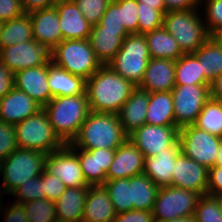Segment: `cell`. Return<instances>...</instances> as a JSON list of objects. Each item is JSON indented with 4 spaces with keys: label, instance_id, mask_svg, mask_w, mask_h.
I'll return each mask as SVG.
<instances>
[{
    "label": "cell",
    "instance_id": "cell-1",
    "mask_svg": "<svg viewBox=\"0 0 222 222\" xmlns=\"http://www.w3.org/2000/svg\"><path fill=\"white\" fill-rule=\"evenodd\" d=\"M134 88L109 65H102L86 80L89 109L91 112L118 114Z\"/></svg>",
    "mask_w": 222,
    "mask_h": 222
},
{
    "label": "cell",
    "instance_id": "cell-2",
    "mask_svg": "<svg viewBox=\"0 0 222 222\" xmlns=\"http://www.w3.org/2000/svg\"><path fill=\"white\" fill-rule=\"evenodd\" d=\"M127 139L118 114L90 111L77 136L68 145L83 150L117 149Z\"/></svg>",
    "mask_w": 222,
    "mask_h": 222
},
{
    "label": "cell",
    "instance_id": "cell-3",
    "mask_svg": "<svg viewBox=\"0 0 222 222\" xmlns=\"http://www.w3.org/2000/svg\"><path fill=\"white\" fill-rule=\"evenodd\" d=\"M43 110L58 137L65 144L71 143L90 112L87 93L53 97Z\"/></svg>",
    "mask_w": 222,
    "mask_h": 222
},
{
    "label": "cell",
    "instance_id": "cell-4",
    "mask_svg": "<svg viewBox=\"0 0 222 222\" xmlns=\"http://www.w3.org/2000/svg\"><path fill=\"white\" fill-rule=\"evenodd\" d=\"M163 27L178 42L184 54L195 52L211 37L200 9L166 12Z\"/></svg>",
    "mask_w": 222,
    "mask_h": 222
},
{
    "label": "cell",
    "instance_id": "cell-5",
    "mask_svg": "<svg viewBox=\"0 0 222 222\" xmlns=\"http://www.w3.org/2000/svg\"><path fill=\"white\" fill-rule=\"evenodd\" d=\"M47 154L27 148L15 149L0 161V177L5 195L11 194L25 181L40 176L45 170Z\"/></svg>",
    "mask_w": 222,
    "mask_h": 222
},
{
    "label": "cell",
    "instance_id": "cell-6",
    "mask_svg": "<svg viewBox=\"0 0 222 222\" xmlns=\"http://www.w3.org/2000/svg\"><path fill=\"white\" fill-rule=\"evenodd\" d=\"M150 58L145 35L129 34L123 39L116 56L107 65L137 87L142 82Z\"/></svg>",
    "mask_w": 222,
    "mask_h": 222
},
{
    "label": "cell",
    "instance_id": "cell-7",
    "mask_svg": "<svg viewBox=\"0 0 222 222\" xmlns=\"http://www.w3.org/2000/svg\"><path fill=\"white\" fill-rule=\"evenodd\" d=\"M50 58L56 65L85 80L102 66L88 39L63 40L50 51Z\"/></svg>",
    "mask_w": 222,
    "mask_h": 222
},
{
    "label": "cell",
    "instance_id": "cell-8",
    "mask_svg": "<svg viewBox=\"0 0 222 222\" xmlns=\"http://www.w3.org/2000/svg\"><path fill=\"white\" fill-rule=\"evenodd\" d=\"M18 147L49 154L65 143L54 132L46 112L42 109L15 124Z\"/></svg>",
    "mask_w": 222,
    "mask_h": 222
},
{
    "label": "cell",
    "instance_id": "cell-9",
    "mask_svg": "<svg viewBox=\"0 0 222 222\" xmlns=\"http://www.w3.org/2000/svg\"><path fill=\"white\" fill-rule=\"evenodd\" d=\"M199 198V194L183 188L160 187L152 210L154 222L194 215Z\"/></svg>",
    "mask_w": 222,
    "mask_h": 222
},
{
    "label": "cell",
    "instance_id": "cell-10",
    "mask_svg": "<svg viewBox=\"0 0 222 222\" xmlns=\"http://www.w3.org/2000/svg\"><path fill=\"white\" fill-rule=\"evenodd\" d=\"M221 140L222 138L194 125L184 126L179 130L181 152L208 170L216 165Z\"/></svg>",
    "mask_w": 222,
    "mask_h": 222
},
{
    "label": "cell",
    "instance_id": "cell-11",
    "mask_svg": "<svg viewBox=\"0 0 222 222\" xmlns=\"http://www.w3.org/2000/svg\"><path fill=\"white\" fill-rule=\"evenodd\" d=\"M210 84L175 86L171 93L176 126L193 125L203 106L210 99Z\"/></svg>",
    "mask_w": 222,
    "mask_h": 222
},
{
    "label": "cell",
    "instance_id": "cell-12",
    "mask_svg": "<svg viewBox=\"0 0 222 222\" xmlns=\"http://www.w3.org/2000/svg\"><path fill=\"white\" fill-rule=\"evenodd\" d=\"M177 126L144 124L128 135V139L143 153L144 157L156 156L160 150L179 144Z\"/></svg>",
    "mask_w": 222,
    "mask_h": 222
},
{
    "label": "cell",
    "instance_id": "cell-13",
    "mask_svg": "<svg viewBox=\"0 0 222 222\" xmlns=\"http://www.w3.org/2000/svg\"><path fill=\"white\" fill-rule=\"evenodd\" d=\"M45 170L59 177L66 188L89 186L84 179L78 154L68 144L47 154Z\"/></svg>",
    "mask_w": 222,
    "mask_h": 222
},
{
    "label": "cell",
    "instance_id": "cell-14",
    "mask_svg": "<svg viewBox=\"0 0 222 222\" xmlns=\"http://www.w3.org/2000/svg\"><path fill=\"white\" fill-rule=\"evenodd\" d=\"M50 51L34 39L0 49V60L14 74L20 70L46 64Z\"/></svg>",
    "mask_w": 222,
    "mask_h": 222
},
{
    "label": "cell",
    "instance_id": "cell-15",
    "mask_svg": "<svg viewBox=\"0 0 222 222\" xmlns=\"http://www.w3.org/2000/svg\"><path fill=\"white\" fill-rule=\"evenodd\" d=\"M171 186L206 195L208 169L181 152L175 161Z\"/></svg>",
    "mask_w": 222,
    "mask_h": 222
},
{
    "label": "cell",
    "instance_id": "cell-16",
    "mask_svg": "<svg viewBox=\"0 0 222 222\" xmlns=\"http://www.w3.org/2000/svg\"><path fill=\"white\" fill-rule=\"evenodd\" d=\"M77 154L84 179L89 186L103 185L116 149L83 150L71 147Z\"/></svg>",
    "mask_w": 222,
    "mask_h": 222
},
{
    "label": "cell",
    "instance_id": "cell-17",
    "mask_svg": "<svg viewBox=\"0 0 222 222\" xmlns=\"http://www.w3.org/2000/svg\"><path fill=\"white\" fill-rule=\"evenodd\" d=\"M48 62L44 65L20 70L14 74V84L42 107L52 99L48 85Z\"/></svg>",
    "mask_w": 222,
    "mask_h": 222
},
{
    "label": "cell",
    "instance_id": "cell-18",
    "mask_svg": "<svg viewBox=\"0 0 222 222\" xmlns=\"http://www.w3.org/2000/svg\"><path fill=\"white\" fill-rule=\"evenodd\" d=\"M28 14L32 23L33 39L52 51L62 41L56 7L35 10Z\"/></svg>",
    "mask_w": 222,
    "mask_h": 222
},
{
    "label": "cell",
    "instance_id": "cell-19",
    "mask_svg": "<svg viewBox=\"0 0 222 222\" xmlns=\"http://www.w3.org/2000/svg\"><path fill=\"white\" fill-rule=\"evenodd\" d=\"M144 155L127 139L115 150V156L106 174V180L131 178L143 174Z\"/></svg>",
    "mask_w": 222,
    "mask_h": 222
},
{
    "label": "cell",
    "instance_id": "cell-20",
    "mask_svg": "<svg viewBox=\"0 0 222 222\" xmlns=\"http://www.w3.org/2000/svg\"><path fill=\"white\" fill-rule=\"evenodd\" d=\"M54 6L59 16L62 41L88 39L92 24L86 20L73 0L58 1Z\"/></svg>",
    "mask_w": 222,
    "mask_h": 222
},
{
    "label": "cell",
    "instance_id": "cell-21",
    "mask_svg": "<svg viewBox=\"0 0 222 222\" xmlns=\"http://www.w3.org/2000/svg\"><path fill=\"white\" fill-rule=\"evenodd\" d=\"M42 109L28 94L14 87L0 99V120L15 125Z\"/></svg>",
    "mask_w": 222,
    "mask_h": 222
},
{
    "label": "cell",
    "instance_id": "cell-22",
    "mask_svg": "<svg viewBox=\"0 0 222 222\" xmlns=\"http://www.w3.org/2000/svg\"><path fill=\"white\" fill-rule=\"evenodd\" d=\"M138 87L149 93L172 91L175 87V61L150 58L142 82Z\"/></svg>",
    "mask_w": 222,
    "mask_h": 222
},
{
    "label": "cell",
    "instance_id": "cell-23",
    "mask_svg": "<svg viewBox=\"0 0 222 222\" xmlns=\"http://www.w3.org/2000/svg\"><path fill=\"white\" fill-rule=\"evenodd\" d=\"M180 153V145H171L166 150H160L156 156L144 157L143 174L151 178L159 188L171 186L175 161Z\"/></svg>",
    "mask_w": 222,
    "mask_h": 222
},
{
    "label": "cell",
    "instance_id": "cell-24",
    "mask_svg": "<svg viewBox=\"0 0 222 222\" xmlns=\"http://www.w3.org/2000/svg\"><path fill=\"white\" fill-rule=\"evenodd\" d=\"M149 100L150 93L137 86L121 107L118 117L127 135L146 123Z\"/></svg>",
    "mask_w": 222,
    "mask_h": 222
},
{
    "label": "cell",
    "instance_id": "cell-25",
    "mask_svg": "<svg viewBox=\"0 0 222 222\" xmlns=\"http://www.w3.org/2000/svg\"><path fill=\"white\" fill-rule=\"evenodd\" d=\"M127 35V31L103 30V26L98 23L92 25L88 41L97 59L102 65H107L116 56Z\"/></svg>",
    "mask_w": 222,
    "mask_h": 222
},
{
    "label": "cell",
    "instance_id": "cell-26",
    "mask_svg": "<svg viewBox=\"0 0 222 222\" xmlns=\"http://www.w3.org/2000/svg\"><path fill=\"white\" fill-rule=\"evenodd\" d=\"M116 214L106 189L89 186L81 222H114Z\"/></svg>",
    "mask_w": 222,
    "mask_h": 222
},
{
    "label": "cell",
    "instance_id": "cell-27",
    "mask_svg": "<svg viewBox=\"0 0 222 222\" xmlns=\"http://www.w3.org/2000/svg\"><path fill=\"white\" fill-rule=\"evenodd\" d=\"M48 85L53 97L81 95L86 92V80L73 75L56 65L51 59L48 61Z\"/></svg>",
    "mask_w": 222,
    "mask_h": 222
},
{
    "label": "cell",
    "instance_id": "cell-28",
    "mask_svg": "<svg viewBox=\"0 0 222 222\" xmlns=\"http://www.w3.org/2000/svg\"><path fill=\"white\" fill-rule=\"evenodd\" d=\"M89 186L66 188L55 201L57 220L81 222Z\"/></svg>",
    "mask_w": 222,
    "mask_h": 222
},
{
    "label": "cell",
    "instance_id": "cell-29",
    "mask_svg": "<svg viewBox=\"0 0 222 222\" xmlns=\"http://www.w3.org/2000/svg\"><path fill=\"white\" fill-rule=\"evenodd\" d=\"M146 124L176 126L174 102L171 91L150 93V100L146 113Z\"/></svg>",
    "mask_w": 222,
    "mask_h": 222
},
{
    "label": "cell",
    "instance_id": "cell-30",
    "mask_svg": "<svg viewBox=\"0 0 222 222\" xmlns=\"http://www.w3.org/2000/svg\"><path fill=\"white\" fill-rule=\"evenodd\" d=\"M145 35L151 58L178 60L184 53L178 42L162 26Z\"/></svg>",
    "mask_w": 222,
    "mask_h": 222
},
{
    "label": "cell",
    "instance_id": "cell-31",
    "mask_svg": "<svg viewBox=\"0 0 222 222\" xmlns=\"http://www.w3.org/2000/svg\"><path fill=\"white\" fill-rule=\"evenodd\" d=\"M193 54L201 61L202 71L209 83L222 74V44L214 36Z\"/></svg>",
    "mask_w": 222,
    "mask_h": 222
},
{
    "label": "cell",
    "instance_id": "cell-32",
    "mask_svg": "<svg viewBox=\"0 0 222 222\" xmlns=\"http://www.w3.org/2000/svg\"><path fill=\"white\" fill-rule=\"evenodd\" d=\"M33 40L32 23L29 14L2 22L0 49Z\"/></svg>",
    "mask_w": 222,
    "mask_h": 222
},
{
    "label": "cell",
    "instance_id": "cell-33",
    "mask_svg": "<svg viewBox=\"0 0 222 222\" xmlns=\"http://www.w3.org/2000/svg\"><path fill=\"white\" fill-rule=\"evenodd\" d=\"M133 210L152 211L159 187L145 174L130 178Z\"/></svg>",
    "mask_w": 222,
    "mask_h": 222
},
{
    "label": "cell",
    "instance_id": "cell-34",
    "mask_svg": "<svg viewBox=\"0 0 222 222\" xmlns=\"http://www.w3.org/2000/svg\"><path fill=\"white\" fill-rule=\"evenodd\" d=\"M210 84L202 71L201 61L193 53L183 54L175 61V86Z\"/></svg>",
    "mask_w": 222,
    "mask_h": 222
},
{
    "label": "cell",
    "instance_id": "cell-35",
    "mask_svg": "<svg viewBox=\"0 0 222 222\" xmlns=\"http://www.w3.org/2000/svg\"><path fill=\"white\" fill-rule=\"evenodd\" d=\"M102 186L117 214L133 210L130 178L106 180Z\"/></svg>",
    "mask_w": 222,
    "mask_h": 222
},
{
    "label": "cell",
    "instance_id": "cell-36",
    "mask_svg": "<svg viewBox=\"0 0 222 222\" xmlns=\"http://www.w3.org/2000/svg\"><path fill=\"white\" fill-rule=\"evenodd\" d=\"M193 125L222 138V110L220 104L210 98L203 106Z\"/></svg>",
    "mask_w": 222,
    "mask_h": 222
},
{
    "label": "cell",
    "instance_id": "cell-37",
    "mask_svg": "<svg viewBox=\"0 0 222 222\" xmlns=\"http://www.w3.org/2000/svg\"><path fill=\"white\" fill-rule=\"evenodd\" d=\"M27 215L28 222H54L57 220L54 201L36 199L22 204Z\"/></svg>",
    "mask_w": 222,
    "mask_h": 222
},
{
    "label": "cell",
    "instance_id": "cell-38",
    "mask_svg": "<svg viewBox=\"0 0 222 222\" xmlns=\"http://www.w3.org/2000/svg\"><path fill=\"white\" fill-rule=\"evenodd\" d=\"M194 217L196 222H222L217 198L208 194L201 195L194 211Z\"/></svg>",
    "mask_w": 222,
    "mask_h": 222
},
{
    "label": "cell",
    "instance_id": "cell-39",
    "mask_svg": "<svg viewBox=\"0 0 222 222\" xmlns=\"http://www.w3.org/2000/svg\"><path fill=\"white\" fill-rule=\"evenodd\" d=\"M200 10L207 31L213 36L222 28V0H200Z\"/></svg>",
    "mask_w": 222,
    "mask_h": 222
},
{
    "label": "cell",
    "instance_id": "cell-40",
    "mask_svg": "<svg viewBox=\"0 0 222 222\" xmlns=\"http://www.w3.org/2000/svg\"><path fill=\"white\" fill-rule=\"evenodd\" d=\"M12 195L15 197L13 202L21 204L31 200L45 199V192L43 191V173L40 176L25 181L11 194V196Z\"/></svg>",
    "mask_w": 222,
    "mask_h": 222
},
{
    "label": "cell",
    "instance_id": "cell-41",
    "mask_svg": "<svg viewBox=\"0 0 222 222\" xmlns=\"http://www.w3.org/2000/svg\"><path fill=\"white\" fill-rule=\"evenodd\" d=\"M138 34H146L163 26L166 11H159L153 7L141 6L138 3Z\"/></svg>",
    "mask_w": 222,
    "mask_h": 222
},
{
    "label": "cell",
    "instance_id": "cell-42",
    "mask_svg": "<svg viewBox=\"0 0 222 222\" xmlns=\"http://www.w3.org/2000/svg\"><path fill=\"white\" fill-rule=\"evenodd\" d=\"M86 20L94 25L101 21L112 0H73Z\"/></svg>",
    "mask_w": 222,
    "mask_h": 222
},
{
    "label": "cell",
    "instance_id": "cell-43",
    "mask_svg": "<svg viewBox=\"0 0 222 222\" xmlns=\"http://www.w3.org/2000/svg\"><path fill=\"white\" fill-rule=\"evenodd\" d=\"M121 7L122 22L129 34H138V2L136 0H114Z\"/></svg>",
    "mask_w": 222,
    "mask_h": 222
},
{
    "label": "cell",
    "instance_id": "cell-44",
    "mask_svg": "<svg viewBox=\"0 0 222 222\" xmlns=\"http://www.w3.org/2000/svg\"><path fill=\"white\" fill-rule=\"evenodd\" d=\"M18 148L15 125L0 120V161Z\"/></svg>",
    "mask_w": 222,
    "mask_h": 222
},
{
    "label": "cell",
    "instance_id": "cell-45",
    "mask_svg": "<svg viewBox=\"0 0 222 222\" xmlns=\"http://www.w3.org/2000/svg\"><path fill=\"white\" fill-rule=\"evenodd\" d=\"M100 24L103 26V30L126 31L122 22L121 7L114 0L109 3Z\"/></svg>",
    "mask_w": 222,
    "mask_h": 222
},
{
    "label": "cell",
    "instance_id": "cell-46",
    "mask_svg": "<svg viewBox=\"0 0 222 222\" xmlns=\"http://www.w3.org/2000/svg\"><path fill=\"white\" fill-rule=\"evenodd\" d=\"M66 187L62 180L48 173L46 170L43 172V191L45 198L50 201H56L60 195L65 191Z\"/></svg>",
    "mask_w": 222,
    "mask_h": 222
},
{
    "label": "cell",
    "instance_id": "cell-47",
    "mask_svg": "<svg viewBox=\"0 0 222 222\" xmlns=\"http://www.w3.org/2000/svg\"><path fill=\"white\" fill-rule=\"evenodd\" d=\"M8 202L7 206L4 204L0 208V220L3 218L4 222H28L23 205L13 201Z\"/></svg>",
    "mask_w": 222,
    "mask_h": 222
},
{
    "label": "cell",
    "instance_id": "cell-48",
    "mask_svg": "<svg viewBox=\"0 0 222 222\" xmlns=\"http://www.w3.org/2000/svg\"><path fill=\"white\" fill-rule=\"evenodd\" d=\"M23 14L19 0H0V22L9 21Z\"/></svg>",
    "mask_w": 222,
    "mask_h": 222
},
{
    "label": "cell",
    "instance_id": "cell-49",
    "mask_svg": "<svg viewBox=\"0 0 222 222\" xmlns=\"http://www.w3.org/2000/svg\"><path fill=\"white\" fill-rule=\"evenodd\" d=\"M207 194L217 196L222 194V166L215 165L208 170Z\"/></svg>",
    "mask_w": 222,
    "mask_h": 222
},
{
    "label": "cell",
    "instance_id": "cell-50",
    "mask_svg": "<svg viewBox=\"0 0 222 222\" xmlns=\"http://www.w3.org/2000/svg\"><path fill=\"white\" fill-rule=\"evenodd\" d=\"M114 222H154L152 211L131 210L116 214Z\"/></svg>",
    "mask_w": 222,
    "mask_h": 222
},
{
    "label": "cell",
    "instance_id": "cell-51",
    "mask_svg": "<svg viewBox=\"0 0 222 222\" xmlns=\"http://www.w3.org/2000/svg\"><path fill=\"white\" fill-rule=\"evenodd\" d=\"M14 87V73L0 60V99L4 98Z\"/></svg>",
    "mask_w": 222,
    "mask_h": 222
},
{
    "label": "cell",
    "instance_id": "cell-52",
    "mask_svg": "<svg viewBox=\"0 0 222 222\" xmlns=\"http://www.w3.org/2000/svg\"><path fill=\"white\" fill-rule=\"evenodd\" d=\"M165 11H185L200 9V0H163Z\"/></svg>",
    "mask_w": 222,
    "mask_h": 222
},
{
    "label": "cell",
    "instance_id": "cell-53",
    "mask_svg": "<svg viewBox=\"0 0 222 222\" xmlns=\"http://www.w3.org/2000/svg\"><path fill=\"white\" fill-rule=\"evenodd\" d=\"M55 5L53 0H21L23 13L49 8Z\"/></svg>",
    "mask_w": 222,
    "mask_h": 222
},
{
    "label": "cell",
    "instance_id": "cell-54",
    "mask_svg": "<svg viewBox=\"0 0 222 222\" xmlns=\"http://www.w3.org/2000/svg\"><path fill=\"white\" fill-rule=\"evenodd\" d=\"M209 89H210V98L214 100L222 98V74L217 76L210 83Z\"/></svg>",
    "mask_w": 222,
    "mask_h": 222
},
{
    "label": "cell",
    "instance_id": "cell-55",
    "mask_svg": "<svg viewBox=\"0 0 222 222\" xmlns=\"http://www.w3.org/2000/svg\"><path fill=\"white\" fill-rule=\"evenodd\" d=\"M138 3H141V6L153 7L159 11H165V5L163 0H136Z\"/></svg>",
    "mask_w": 222,
    "mask_h": 222
},
{
    "label": "cell",
    "instance_id": "cell-56",
    "mask_svg": "<svg viewBox=\"0 0 222 222\" xmlns=\"http://www.w3.org/2000/svg\"><path fill=\"white\" fill-rule=\"evenodd\" d=\"M162 222H196L194 215Z\"/></svg>",
    "mask_w": 222,
    "mask_h": 222
},
{
    "label": "cell",
    "instance_id": "cell-57",
    "mask_svg": "<svg viewBox=\"0 0 222 222\" xmlns=\"http://www.w3.org/2000/svg\"><path fill=\"white\" fill-rule=\"evenodd\" d=\"M216 165L222 166V140L220 143V148H219V152H218L217 159H216Z\"/></svg>",
    "mask_w": 222,
    "mask_h": 222
},
{
    "label": "cell",
    "instance_id": "cell-58",
    "mask_svg": "<svg viewBox=\"0 0 222 222\" xmlns=\"http://www.w3.org/2000/svg\"><path fill=\"white\" fill-rule=\"evenodd\" d=\"M222 44V28L213 35Z\"/></svg>",
    "mask_w": 222,
    "mask_h": 222
},
{
    "label": "cell",
    "instance_id": "cell-59",
    "mask_svg": "<svg viewBox=\"0 0 222 222\" xmlns=\"http://www.w3.org/2000/svg\"><path fill=\"white\" fill-rule=\"evenodd\" d=\"M0 183H1V182H0ZM4 194H5V193H4L2 184H0V208H1V206H3L4 203H5V202L3 201L4 198H2L3 196H5ZM2 195H3V196H2Z\"/></svg>",
    "mask_w": 222,
    "mask_h": 222
},
{
    "label": "cell",
    "instance_id": "cell-60",
    "mask_svg": "<svg viewBox=\"0 0 222 222\" xmlns=\"http://www.w3.org/2000/svg\"><path fill=\"white\" fill-rule=\"evenodd\" d=\"M218 200L220 209H221V214H222V194L215 196Z\"/></svg>",
    "mask_w": 222,
    "mask_h": 222
},
{
    "label": "cell",
    "instance_id": "cell-61",
    "mask_svg": "<svg viewBox=\"0 0 222 222\" xmlns=\"http://www.w3.org/2000/svg\"><path fill=\"white\" fill-rule=\"evenodd\" d=\"M215 100L220 104V107H221V110H222V98L215 99Z\"/></svg>",
    "mask_w": 222,
    "mask_h": 222
},
{
    "label": "cell",
    "instance_id": "cell-62",
    "mask_svg": "<svg viewBox=\"0 0 222 222\" xmlns=\"http://www.w3.org/2000/svg\"><path fill=\"white\" fill-rule=\"evenodd\" d=\"M53 1L56 3V2H58V1H65V0H53Z\"/></svg>",
    "mask_w": 222,
    "mask_h": 222
}]
</instances>
